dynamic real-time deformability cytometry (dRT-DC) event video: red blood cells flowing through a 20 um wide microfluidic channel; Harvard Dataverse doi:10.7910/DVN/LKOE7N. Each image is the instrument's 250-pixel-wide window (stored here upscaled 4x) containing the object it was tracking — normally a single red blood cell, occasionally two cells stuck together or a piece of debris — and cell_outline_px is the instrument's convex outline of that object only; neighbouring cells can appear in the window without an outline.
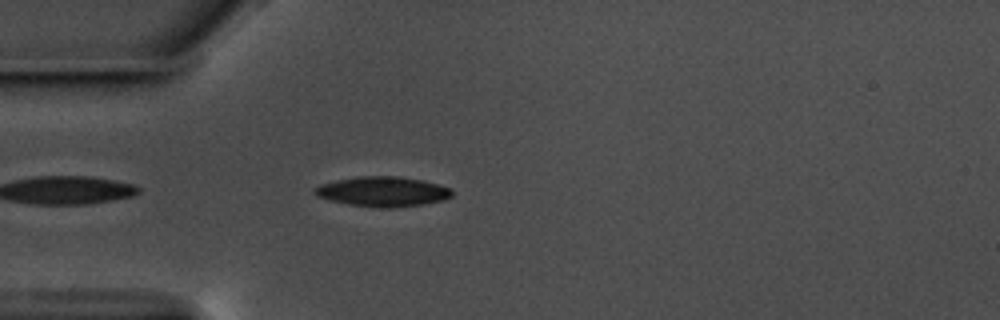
{"species": "common noctule bat (a hibernating species)", "species_latin": "Nyctalus noctula", "temperature_condition": "warm", "stored_images_in_passage": 44, "camera_frame_rate_fps": 3000, "um_per_image_px": 0.085, "animal": {"sex": "male", "body_mass_g": 17.5, "forearm_length_mm": 52.3}, "frame": {"image": 1, "passage_image": 3, "time_ms": 0.667, "image_size_px": [1000, 320], "cell_outline_px": [[452, 196], [444, 200], [420, 204], [392, 208], [380, 208], [348, 204], [328, 200], [316, 196], [316, 188], [320, 184], [336, 180], [360, 176], [400, 176], [424, 180], [452, 188]], "centroid_in_image_um": [32.56, 16.28], "position_along_channel_um": 52.4, "area_um2": 23.93}}
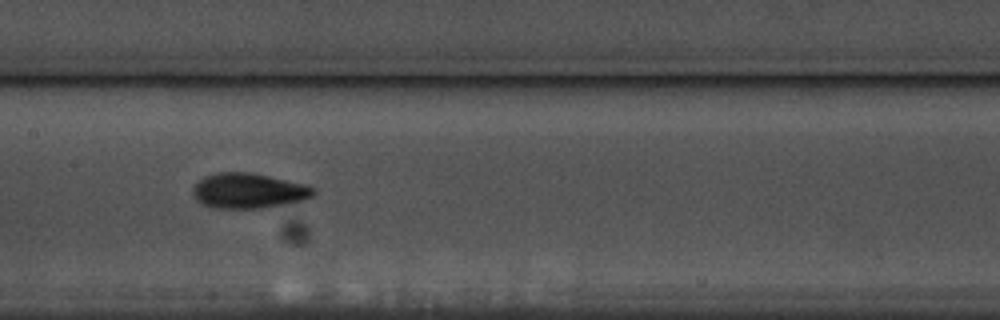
{"frame": {"image": 2, "passage_image": 15, "time_ms": 4.667, "image_size_px": [1000, 320], "cell_outline_px": [[316, 192], [312, 196], [304, 200], [284, 204], [260, 208], [212, 208], [196, 200], [192, 192], [192, 188], [204, 176], [216, 172], [248, 172], [268, 176], [304, 184], [312, 188]], "centroid_in_image_um": [21.08, 16.21], "position_along_channel_um": 186.3, "area_um2": 24.51}}
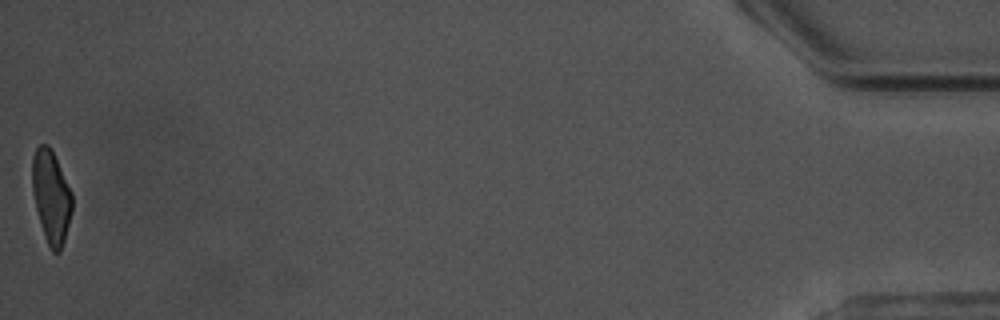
{"frame": {"image": 3, "passage_image": 44, "time_ms": 14.333, "image_size_px": [1000, 320], "cell_outline_px": [[72, 208], [64, 240], [60, 252], [52, 252], [44, 236], [36, 208], [32, 192], [32, 156], [36, 148], [40, 144], [48, 144], [52, 148], [72, 192]], "centroid_in_image_um": [4.34, 16.67], "position_along_channel_um": 430.9, "area_um2": 21.62}, "authors_computed_cell_mechanics": {"area_um2": 23.2934, "velocity_mm_per_s": 3.569, "shape_relaxation_time_tau1_ms": 3.2253, "shape_relaxation_time_tau2_ms": 1.6064, "deformation_change_tau1": 0.1505, "deformation_change_tau2": 0.0785}}